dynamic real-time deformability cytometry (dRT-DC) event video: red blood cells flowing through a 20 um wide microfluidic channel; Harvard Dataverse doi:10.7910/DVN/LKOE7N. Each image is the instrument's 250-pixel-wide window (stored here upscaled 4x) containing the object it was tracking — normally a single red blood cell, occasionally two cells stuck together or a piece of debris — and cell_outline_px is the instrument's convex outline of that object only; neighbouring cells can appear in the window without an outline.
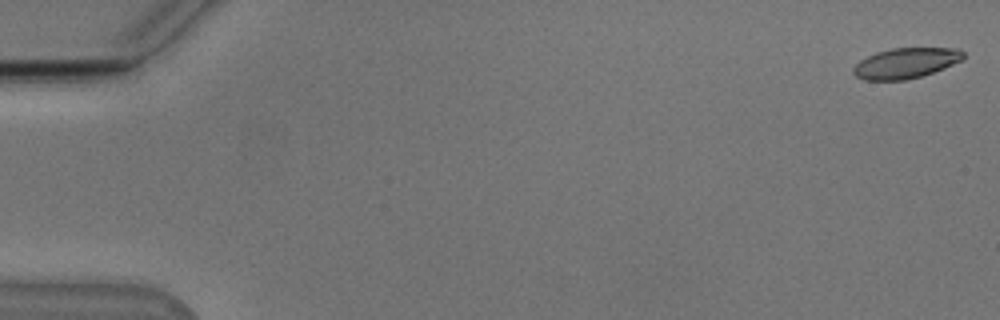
{"species": "Egyptian fruit bat (a non-hibernating species)", "species_latin": "Rousettus aegyptiacus", "temperature_condition": "cold", "stored_images_in_passage": 54, "camera_frame_rate_fps": 3000, "um_per_image_px": 0.085, "animal": {"sex": "male"}, "frame": {"image": 1, "passage_image": 1, "time_ms": 0.0, "image_size_px": [1000, 320], "cell_outline_px": [[964, 60], [944, 68], [920, 76], [904, 80], [864, 80], [856, 76], [852, 72], [852, 68], [860, 60], [876, 52], [892, 48], [960, 48], [964, 52]], "centroid_in_image_um": [77.0, 5.36], "position_along_channel_um": 8.0, "area_um2": 19.54}}
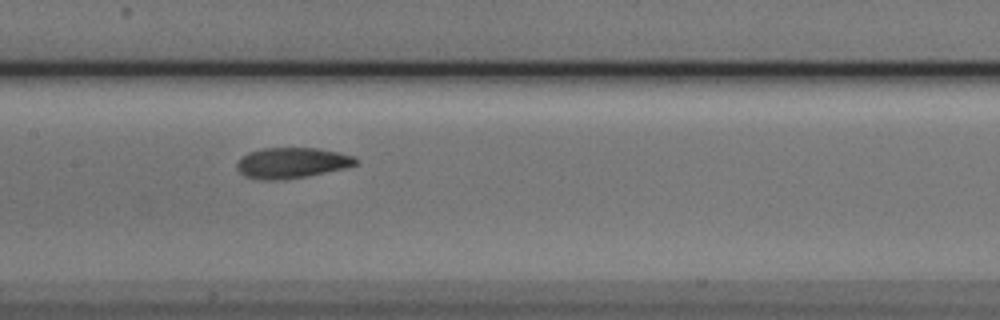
{"frame": {"image": 2, "passage_image": 27, "time_ms": 8.667, "image_size_px": [1000, 320], "cell_outline_px": [[356, 164], [344, 168], [304, 176], [276, 180], [264, 180], [244, 176], [236, 168], [236, 164], [248, 152], [264, 148], [316, 148], [336, 152], [352, 156], [356, 160]], "centroid_in_image_um": [24.74, 13.84], "position_along_channel_um": 182.7, "area_um2": 20.69}}
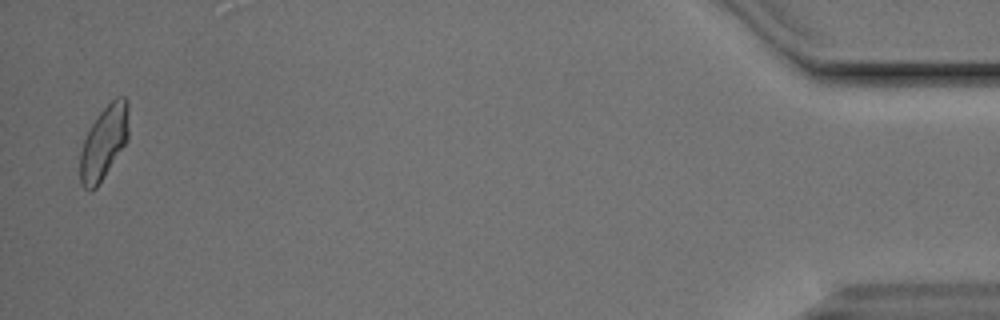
{"frame": {"image": 3, "passage_image": 53, "time_ms": 17.333, "image_size_px": [1000, 320], "cell_outline_px": [[128, 140], [96, 188], [92, 192], [88, 192], [80, 184], [80, 152], [84, 140], [96, 116], [116, 96], [124, 96], [128, 100]], "centroid_in_image_um": [8.83, 12.12], "position_along_channel_um": 426.4, "area_um2": 20.81}, "authors_computed_cell_mechanics": {"area_um2": 20.8658, "velocity_mm_per_s": 3.831, "shape_relaxation_time_tau1_ms": 7.5575, "shape_relaxation_time_tau2_ms": 2.2752, "deformation_change_tau1": 0.1816, "deformation_change_tau2": 0.0811}}